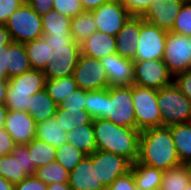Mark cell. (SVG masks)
I'll list each match as a JSON object with an SVG mask.
<instances>
[{
    "label": "cell",
    "instance_id": "cell-43",
    "mask_svg": "<svg viewBox=\"0 0 191 190\" xmlns=\"http://www.w3.org/2000/svg\"><path fill=\"white\" fill-rule=\"evenodd\" d=\"M119 3L132 15L141 16L153 0H118Z\"/></svg>",
    "mask_w": 191,
    "mask_h": 190
},
{
    "label": "cell",
    "instance_id": "cell-49",
    "mask_svg": "<svg viewBox=\"0 0 191 190\" xmlns=\"http://www.w3.org/2000/svg\"><path fill=\"white\" fill-rule=\"evenodd\" d=\"M26 2L42 17L53 9L54 0H26Z\"/></svg>",
    "mask_w": 191,
    "mask_h": 190
},
{
    "label": "cell",
    "instance_id": "cell-26",
    "mask_svg": "<svg viewBox=\"0 0 191 190\" xmlns=\"http://www.w3.org/2000/svg\"><path fill=\"white\" fill-rule=\"evenodd\" d=\"M24 46L32 69L44 71L51 62L53 54L49 43L41 37L25 42Z\"/></svg>",
    "mask_w": 191,
    "mask_h": 190
},
{
    "label": "cell",
    "instance_id": "cell-59",
    "mask_svg": "<svg viewBox=\"0 0 191 190\" xmlns=\"http://www.w3.org/2000/svg\"><path fill=\"white\" fill-rule=\"evenodd\" d=\"M185 190H191V181H190V183L186 186Z\"/></svg>",
    "mask_w": 191,
    "mask_h": 190
},
{
    "label": "cell",
    "instance_id": "cell-50",
    "mask_svg": "<svg viewBox=\"0 0 191 190\" xmlns=\"http://www.w3.org/2000/svg\"><path fill=\"white\" fill-rule=\"evenodd\" d=\"M112 1H115V0H80L84 11H93L99 8L100 6H102L103 4H106Z\"/></svg>",
    "mask_w": 191,
    "mask_h": 190
},
{
    "label": "cell",
    "instance_id": "cell-45",
    "mask_svg": "<svg viewBox=\"0 0 191 190\" xmlns=\"http://www.w3.org/2000/svg\"><path fill=\"white\" fill-rule=\"evenodd\" d=\"M173 83L191 101V69L177 74L173 79Z\"/></svg>",
    "mask_w": 191,
    "mask_h": 190
},
{
    "label": "cell",
    "instance_id": "cell-20",
    "mask_svg": "<svg viewBox=\"0 0 191 190\" xmlns=\"http://www.w3.org/2000/svg\"><path fill=\"white\" fill-rule=\"evenodd\" d=\"M80 50L81 54L92 58H105L117 53L115 36L97 30L80 44Z\"/></svg>",
    "mask_w": 191,
    "mask_h": 190
},
{
    "label": "cell",
    "instance_id": "cell-21",
    "mask_svg": "<svg viewBox=\"0 0 191 190\" xmlns=\"http://www.w3.org/2000/svg\"><path fill=\"white\" fill-rule=\"evenodd\" d=\"M6 54L7 79L21 75L32 69L24 43L11 42L4 47Z\"/></svg>",
    "mask_w": 191,
    "mask_h": 190
},
{
    "label": "cell",
    "instance_id": "cell-3",
    "mask_svg": "<svg viewBox=\"0 0 191 190\" xmlns=\"http://www.w3.org/2000/svg\"><path fill=\"white\" fill-rule=\"evenodd\" d=\"M162 126L188 123L191 120V101L172 83L157 90Z\"/></svg>",
    "mask_w": 191,
    "mask_h": 190
},
{
    "label": "cell",
    "instance_id": "cell-54",
    "mask_svg": "<svg viewBox=\"0 0 191 190\" xmlns=\"http://www.w3.org/2000/svg\"><path fill=\"white\" fill-rule=\"evenodd\" d=\"M47 190H72V188L67 183H53L50 185H47Z\"/></svg>",
    "mask_w": 191,
    "mask_h": 190
},
{
    "label": "cell",
    "instance_id": "cell-7",
    "mask_svg": "<svg viewBox=\"0 0 191 190\" xmlns=\"http://www.w3.org/2000/svg\"><path fill=\"white\" fill-rule=\"evenodd\" d=\"M163 62L173 77L191 69V36L168 32Z\"/></svg>",
    "mask_w": 191,
    "mask_h": 190
},
{
    "label": "cell",
    "instance_id": "cell-57",
    "mask_svg": "<svg viewBox=\"0 0 191 190\" xmlns=\"http://www.w3.org/2000/svg\"><path fill=\"white\" fill-rule=\"evenodd\" d=\"M186 166H187V168H188L189 175L191 176V161L188 162V163L186 164Z\"/></svg>",
    "mask_w": 191,
    "mask_h": 190
},
{
    "label": "cell",
    "instance_id": "cell-37",
    "mask_svg": "<svg viewBox=\"0 0 191 190\" xmlns=\"http://www.w3.org/2000/svg\"><path fill=\"white\" fill-rule=\"evenodd\" d=\"M85 103V110L92 119H105L106 88L94 91L87 90Z\"/></svg>",
    "mask_w": 191,
    "mask_h": 190
},
{
    "label": "cell",
    "instance_id": "cell-39",
    "mask_svg": "<svg viewBox=\"0 0 191 190\" xmlns=\"http://www.w3.org/2000/svg\"><path fill=\"white\" fill-rule=\"evenodd\" d=\"M171 32L191 36V4L182 5Z\"/></svg>",
    "mask_w": 191,
    "mask_h": 190
},
{
    "label": "cell",
    "instance_id": "cell-40",
    "mask_svg": "<svg viewBox=\"0 0 191 190\" xmlns=\"http://www.w3.org/2000/svg\"><path fill=\"white\" fill-rule=\"evenodd\" d=\"M87 96V90L77 89L74 93L67 96V98L60 103L58 106L61 109L68 110L70 112H80V110H85V100Z\"/></svg>",
    "mask_w": 191,
    "mask_h": 190
},
{
    "label": "cell",
    "instance_id": "cell-33",
    "mask_svg": "<svg viewBox=\"0 0 191 190\" xmlns=\"http://www.w3.org/2000/svg\"><path fill=\"white\" fill-rule=\"evenodd\" d=\"M27 146L31 154V161L34 162L36 169L55 161L57 148L45 141L34 138Z\"/></svg>",
    "mask_w": 191,
    "mask_h": 190
},
{
    "label": "cell",
    "instance_id": "cell-22",
    "mask_svg": "<svg viewBox=\"0 0 191 190\" xmlns=\"http://www.w3.org/2000/svg\"><path fill=\"white\" fill-rule=\"evenodd\" d=\"M46 77L43 71L30 69L8 80L7 91L32 92V95L45 88Z\"/></svg>",
    "mask_w": 191,
    "mask_h": 190
},
{
    "label": "cell",
    "instance_id": "cell-18",
    "mask_svg": "<svg viewBox=\"0 0 191 190\" xmlns=\"http://www.w3.org/2000/svg\"><path fill=\"white\" fill-rule=\"evenodd\" d=\"M69 186L72 190H105L106 188L93 169L92 154L85 155L80 163L69 174Z\"/></svg>",
    "mask_w": 191,
    "mask_h": 190
},
{
    "label": "cell",
    "instance_id": "cell-16",
    "mask_svg": "<svg viewBox=\"0 0 191 190\" xmlns=\"http://www.w3.org/2000/svg\"><path fill=\"white\" fill-rule=\"evenodd\" d=\"M108 77L109 87H129L134 84V60L114 53L100 59Z\"/></svg>",
    "mask_w": 191,
    "mask_h": 190
},
{
    "label": "cell",
    "instance_id": "cell-55",
    "mask_svg": "<svg viewBox=\"0 0 191 190\" xmlns=\"http://www.w3.org/2000/svg\"><path fill=\"white\" fill-rule=\"evenodd\" d=\"M0 190H14V185L0 176Z\"/></svg>",
    "mask_w": 191,
    "mask_h": 190
},
{
    "label": "cell",
    "instance_id": "cell-12",
    "mask_svg": "<svg viewBox=\"0 0 191 190\" xmlns=\"http://www.w3.org/2000/svg\"><path fill=\"white\" fill-rule=\"evenodd\" d=\"M91 154L93 169H96L97 177L105 188L131 169L132 163L123 156L101 150Z\"/></svg>",
    "mask_w": 191,
    "mask_h": 190
},
{
    "label": "cell",
    "instance_id": "cell-24",
    "mask_svg": "<svg viewBox=\"0 0 191 190\" xmlns=\"http://www.w3.org/2000/svg\"><path fill=\"white\" fill-rule=\"evenodd\" d=\"M133 177L138 190H157L161 188L163 171L138 163L131 164Z\"/></svg>",
    "mask_w": 191,
    "mask_h": 190
},
{
    "label": "cell",
    "instance_id": "cell-42",
    "mask_svg": "<svg viewBox=\"0 0 191 190\" xmlns=\"http://www.w3.org/2000/svg\"><path fill=\"white\" fill-rule=\"evenodd\" d=\"M105 190H138L130 170L126 174L117 177Z\"/></svg>",
    "mask_w": 191,
    "mask_h": 190
},
{
    "label": "cell",
    "instance_id": "cell-48",
    "mask_svg": "<svg viewBox=\"0 0 191 190\" xmlns=\"http://www.w3.org/2000/svg\"><path fill=\"white\" fill-rule=\"evenodd\" d=\"M16 144L4 127L0 128V156L13 152Z\"/></svg>",
    "mask_w": 191,
    "mask_h": 190
},
{
    "label": "cell",
    "instance_id": "cell-32",
    "mask_svg": "<svg viewBox=\"0 0 191 190\" xmlns=\"http://www.w3.org/2000/svg\"><path fill=\"white\" fill-rule=\"evenodd\" d=\"M191 176L186 165L170 168L163 171L162 177V190H185L186 186L190 183Z\"/></svg>",
    "mask_w": 191,
    "mask_h": 190
},
{
    "label": "cell",
    "instance_id": "cell-35",
    "mask_svg": "<svg viewBox=\"0 0 191 190\" xmlns=\"http://www.w3.org/2000/svg\"><path fill=\"white\" fill-rule=\"evenodd\" d=\"M55 117L59 120L62 129L66 132L71 131L77 126H84L92 122V117L86 110L80 112H70L57 106Z\"/></svg>",
    "mask_w": 191,
    "mask_h": 190
},
{
    "label": "cell",
    "instance_id": "cell-19",
    "mask_svg": "<svg viewBox=\"0 0 191 190\" xmlns=\"http://www.w3.org/2000/svg\"><path fill=\"white\" fill-rule=\"evenodd\" d=\"M139 33L140 16H131L115 36L117 54L135 60Z\"/></svg>",
    "mask_w": 191,
    "mask_h": 190
},
{
    "label": "cell",
    "instance_id": "cell-44",
    "mask_svg": "<svg viewBox=\"0 0 191 190\" xmlns=\"http://www.w3.org/2000/svg\"><path fill=\"white\" fill-rule=\"evenodd\" d=\"M26 0H0V24L5 25L9 17L24 3Z\"/></svg>",
    "mask_w": 191,
    "mask_h": 190
},
{
    "label": "cell",
    "instance_id": "cell-41",
    "mask_svg": "<svg viewBox=\"0 0 191 190\" xmlns=\"http://www.w3.org/2000/svg\"><path fill=\"white\" fill-rule=\"evenodd\" d=\"M53 9L70 18L84 11L80 0H54Z\"/></svg>",
    "mask_w": 191,
    "mask_h": 190
},
{
    "label": "cell",
    "instance_id": "cell-8",
    "mask_svg": "<svg viewBox=\"0 0 191 190\" xmlns=\"http://www.w3.org/2000/svg\"><path fill=\"white\" fill-rule=\"evenodd\" d=\"M27 145H16L9 155L0 156V176L15 185L36 174Z\"/></svg>",
    "mask_w": 191,
    "mask_h": 190
},
{
    "label": "cell",
    "instance_id": "cell-47",
    "mask_svg": "<svg viewBox=\"0 0 191 190\" xmlns=\"http://www.w3.org/2000/svg\"><path fill=\"white\" fill-rule=\"evenodd\" d=\"M14 190H47V185L33 175L15 184Z\"/></svg>",
    "mask_w": 191,
    "mask_h": 190
},
{
    "label": "cell",
    "instance_id": "cell-5",
    "mask_svg": "<svg viewBox=\"0 0 191 190\" xmlns=\"http://www.w3.org/2000/svg\"><path fill=\"white\" fill-rule=\"evenodd\" d=\"M13 42L25 43L43 36L42 17L24 2L5 24Z\"/></svg>",
    "mask_w": 191,
    "mask_h": 190
},
{
    "label": "cell",
    "instance_id": "cell-11",
    "mask_svg": "<svg viewBox=\"0 0 191 190\" xmlns=\"http://www.w3.org/2000/svg\"><path fill=\"white\" fill-rule=\"evenodd\" d=\"M174 77L163 60L134 61V85L159 90L173 83Z\"/></svg>",
    "mask_w": 191,
    "mask_h": 190
},
{
    "label": "cell",
    "instance_id": "cell-46",
    "mask_svg": "<svg viewBox=\"0 0 191 190\" xmlns=\"http://www.w3.org/2000/svg\"><path fill=\"white\" fill-rule=\"evenodd\" d=\"M42 38L49 43L50 49L67 48L72 42V35H43Z\"/></svg>",
    "mask_w": 191,
    "mask_h": 190
},
{
    "label": "cell",
    "instance_id": "cell-2",
    "mask_svg": "<svg viewBox=\"0 0 191 190\" xmlns=\"http://www.w3.org/2000/svg\"><path fill=\"white\" fill-rule=\"evenodd\" d=\"M96 150L114 153L135 163L139 156L140 131L121 127L106 119H93Z\"/></svg>",
    "mask_w": 191,
    "mask_h": 190
},
{
    "label": "cell",
    "instance_id": "cell-29",
    "mask_svg": "<svg viewBox=\"0 0 191 190\" xmlns=\"http://www.w3.org/2000/svg\"><path fill=\"white\" fill-rule=\"evenodd\" d=\"M73 41L79 45L92 33L97 31L96 22L92 11H83L71 19L70 25Z\"/></svg>",
    "mask_w": 191,
    "mask_h": 190
},
{
    "label": "cell",
    "instance_id": "cell-38",
    "mask_svg": "<svg viewBox=\"0 0 191 190\" xmlns=\"http://www.w3.org/2000/svg\"><path fill=\"white\" fill-rule=\"evenodd\" d=\"M32 92L7 91L5 106L8 110L27 112Z\"/></svg>",
    "mask_w": 191,
    "mask_h": 190
},
{
    "label": "cell",
    "instance_id": "cell-28",
    "mask_svg": "<svg viewBox=\"0 0 191 190\" xmlns=\"http://www.w3.org/2000/svg\"><path fill=\"white\" fill-rule=\"evenodd\" d=\"M68 143L81 150L85 155H90L96 150V139L93 128V121L84 126H77L67 132Z\"/></svg>",
    "mask_w": 191,
    "mask_h": 190
},
{
    "label": "cell",
    "instance_id": "cell-9",
    "mask_svg": "<svg viewBox=\"0 0 191 190\" xmlns=\"http://www.w3.org/2000/svg\"><path fill=\"white\" fill-rule=\"evenodd\" d=\"M168 32L140 16V33L134 61L163 60Z\"/></svg>",
    "mask_w": 191,
    "mask_h": 190
},
{
    "label": "cell",
    "instance_id": "cell-14",
    "mask_svg": "<svg viewBox=\"0 0 191 190\" xmlns=\"http://www.w3.org/2000/svg\"><path fill=\"white\" fill-rule=\"evenodd\" d=\"M51 62L44 69L46 80L73 75L81 54L80 45L74 41L67 48L52 49Z\"/></svg>",
    "mask_w": 191,
    "mask_h": 190
},
{
    "label": "cell",
    "instance_id": "cell-51",
    "mask_svg": "<svg viewBox=\"0 0 191 190\" xmlns=\"http://www.w3.org/2000/svg\"><path fill=\"white\" fill-rule=\"evenodd\" d=\"M12 42L6 25L0 24V50Z\"/></svg>",
    "mask_w": 191,
    "mask_h": 190
},
{
    "label": "cell",
    "instance_id": "cell-6",
    "mask_svg": "<svg viewBox=\"0 0 191 190\" xmlns=\"http://www.w3.org/2000/svg\"><path fill=\"white\" fill-rule=\"evenodd\" d=\"M133 106L136 129L140 132L162 126V118L157 101V90L132 85Z\"/></svg>",
    "mask_w": 191,
    "mask_h": 190
},
{
    "label": "cell",
    "instance_id": "cell-4",
    "mask_svg": "<svg viewBox=\"0 0 191 190\" xmlns=\"http://www.w3.org/2000/svg\"><path fill=\"white\" fill-rule=\"evenodd\" d=\"M132 86L106 88L105 119L118 126L136 129Z\"/></svg>",
    "mask_w": 191,
    "mask_h": 190
},
{
    "label": "cell",
    "instance_id": "cell-53",
    "mask_svg": "<svg viewBox=\"0 0 191 190\" xmlns=\"http://www.w3.org/2000/svg\"><path fill=\"white\" fill-rule=\"evenodd\" d=\"M0 78L7 79L6 54L4 48L0 50Z\"/></svg>",
    "mask_w": 191,
    "mask_h": 190
},
{
    "label": "cell",
    "instance_id": "cell-13",
    "mask_svg": "<svg viewBox=\"0 0 191 190\" xmlns=\"http://www.w3.org/2000/svg\"><path fill=\"white\" fill-rule=\"evenodd\" d=\"M97 30L116 36L122 26L132 16L118 0L103 4L92 11Z\"/></svg>",
    "mask_w": 191,
    "mask_h": 190
},
{
    "label": "cell",
    "instance_id": "cell-23",
    "mask_svg": "<svg viewBox=\"0 0 191 190\" xmlns=\"http://www.w3.org/2000/svg\"><path fill=\"white\" fill-rule=\"evenodd\" d=\"M57 106L44 88L30 97L27 113L38 123L54 117Z\"/></svg>",
    "mask_w": 191,
    "mask_h": 190
},
{
    "label": "cell",
    "instance_id": "cell-15",
    "mask_svg": "<svg viewBox=\"0 0 191 190\" xmlns=\"http://www.w3.org/2000/svg\"><path fill=\"white\" fill-rule=\"evenodd\" d=\"M182 5L181 0H153L141 17L144 21L171 32Z\"/></svg>",
    "mask_w": 191,
    "mask_h": 190
},
{
    "label": "cell",
    "instance_id": "cell-27",
    "mask_svg": "<svg viewBox=\"0 0 191 190\" xmlns=\"http://www.w3.org/2000/svg\"><path fill=\"white\" fill-rule=\"evenodd\" d=\"M180 163L186 165L191 161V123L169 126Z\"/></svg>",
    "mask_w": 191,
    "mask_h": 190
},
{
    "label": "cell",
    "instance_id": "cell-58",
    "mask_svg": "<svg viewBox=\"0 0 191 190\" xmlns=\"http://www.w3.org/2000/svg\"><path fill=\"white\" fill-rule=\"evenodd\" d=\"M183 4H191V0H181Z\"/></svg>",
    "mask_w": 191,
    "mask_h": 190
},
{
    "label": "cell",
    "instance_id": "cell-1",
    "mask_svg": "<svg viewBox=\"0 0 191 190\" xmlns=\"http://www.w3.org/2000/svg\"><path fill=\"white\" fill-rule=\"evenodd\" d=\"M137 162L162 171L181 165L169 127L150 128L140 133Z\"/></svg>",
    "mask_w": 191,
    "mask_h": 190
},
{
    "label": "cell",
    "instance_id": "cell-10",
    "mask_svg": "<svg viewBox=\"0 0 191 190\" xmlns=\"http://www.w3.org/2000/svg\"><path fill=\"white\" fill-rule=\"evenodd\" d=\"M78 88L94 91L109 87L108 77L100 59L80 54L73 72Z\"/></svg>",
    "mask_w": 191,
    "mask_h": 190
},
{
    "label": "cell",
    "instance_id": "cell-31",
    "mask_svg": "<svg viewBox=\"0 0 191 190\" xmlns=\"http://www.w3.org/2000/svg\"><path fill=\"white\" fill-rule=\"evenodd\" d=\"M71 19L52 9L42 16L43 35H71Z\"/></svg>",
    "mask_w": 191,
    "mask_h": 190
},
{
    "label": "cell",
    "instance_id": "cell-17",
    "mask_svg": "<svg viewBox=\"0 0 191 190\" xmlns=\"http://www.w3.org/2000/svg\"><path fill=\"white\" fill-rule=\"evenodd\" d=\"M3 127L16 145H27L36 137V122L25 111L8 110Z\"/></svg>",
    "mask_w": 191,
    "mask_h": 190
},
{
    "label": "cell",
    "instance_id": "cell-56",
    "mask_svg": "<svg viewBox=\"0 0 191 190\" xmlns=\"http://www.w3.org/2000/svg\"><path fill=\"white\" fill-rule=\"evenodd\" d=\"M8 113V109L5 105H0V128L5 124V119Z\"/></svg>",
    "mask_w": 191,
    "mask_h": 190
},
{
    "label": "cell",
    "instance_id": "cell-52",
    "mask_svg": "<svg viewBox=\"0 0 191 190\" xmlns=\"http://www.w3.org/2000/svg\"><path fill=\"white\" fill-rule=\"evenodd\" d=\"M8 89V79L0 78V105H5Z\"/></svg>",
    "mask_w": 191,
    "mask_h": 190
},
{
    "label": "cell",
    "instance_id": "cell-34",
    "mask_svg": "<svg viewBox=\"0 0 191 190\" xmlns=\"http://www.w3.org/2000/svg\"><path fill=\"white\" fill-rule=\"evenodd\" d=\"M70 171L64 168L57 161H53L36 170L35 176L46 185L53 183H67Z\"/></svg>",
    "mask_w": 191,
    "mask_h": 190
},
{
    "label": "cell",
    "instance_id": "cell-30",
    "mask_svg": "<svg viewBox=\"0 0 191 190\" xmlns=\"http://www.w3.org/2000/svg\"><path fill=\"white\" fill-rule=\"evenodd\" d=\"M45 89L53 101L59 105L67 96L74 93L78 88L73 75L58 79H48L45 83Z\"/></svg>",
    "mask_w": 191,
    "mask_h": 190
},
{
    "label": "cell",
    "instance_id": "cell-36",
    "mask_svg": "<svg viewBox=\"0 0 191 190\" xmlns=\"http://www.w3.org/2000/svg\"><path fill=\"white\" fill-rule=\"evenodd\" d=\"M85 157V154L71 143H64L57 147L55 161L61 164L68 171H72L80 161Z\"/></svg>",
    "mask_w": 191,
    "mask_h": 190
},
{
    "label": "cell",
    "instance_id": "cell-25",
    "mask_svg": "<svg viewBox=\"0 0 191 190\" xmlns=\"http://www.w3.org/2000/svg\"><path fill=\"white\" fill-rule=\"evenodd\" d=\"M67 132L62 129L59 120L51 117L36 123V139H40L53 147H59L67 142Z\"/></svg>",
    "mask_w": 191,
    "mask_h": 190
}]
</instances>
